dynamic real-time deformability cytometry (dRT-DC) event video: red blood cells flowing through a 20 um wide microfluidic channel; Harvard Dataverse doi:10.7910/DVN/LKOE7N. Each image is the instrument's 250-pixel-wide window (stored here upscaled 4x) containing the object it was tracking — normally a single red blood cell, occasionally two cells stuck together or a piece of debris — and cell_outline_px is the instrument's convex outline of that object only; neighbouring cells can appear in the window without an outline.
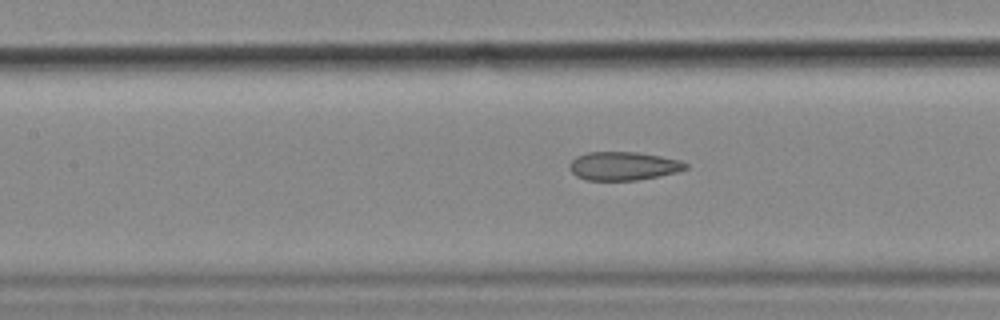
{"species": "common noctule bat (a hibernating species)", "species_latin": "Nyctalus noctula", "temperature_condition": "cold", "stored_images_in_passage": 56, "camera_frame_rate_fps": 3000, "um_per_image_px": 0.085, "animal": {"sex": "female", "body_mass_g": 18.4}, "frame": {"image": 1, "passage_image": 25, "time_ms": 8.0, "image_size_px": [1000, 320], "cell_outline_px": [[688, 168], [676, 172], [636, 180], [584, 180], [576, 176], [568, 168], [568, 164], [576, 156], [588, 152], [636, 152], [660, 156], [680, 160], [688, 164]], "centroid_in_image_um": [52.94, 14.11], "position_along_channel_um": 154.5, "area_um2": 19.25}, "authors_computed_cell_mechanics": {"area_um2": 21.097, "velocity_mm_per_s": 3.5926, "shape_relaxation_time_tau1_ms": null, "shape_relaxation_time_tau2_ms": 2.4222, "deformation_change_tau1": null, "deformation_change_tau2": 0.0928}}